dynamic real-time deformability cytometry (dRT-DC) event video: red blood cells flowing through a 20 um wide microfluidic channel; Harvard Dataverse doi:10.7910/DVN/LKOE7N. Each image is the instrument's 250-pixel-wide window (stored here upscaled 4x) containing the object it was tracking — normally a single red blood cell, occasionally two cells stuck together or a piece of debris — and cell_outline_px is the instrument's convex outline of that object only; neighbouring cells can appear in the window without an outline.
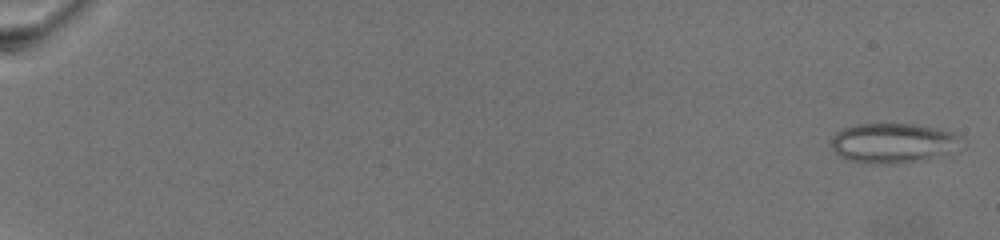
{"species": "common noctule bat (a hibernating species)", "species_latin": "Nyctalus noctula", "temperature_condition": "warm", "stored_images_in_passage": 70, "camera_frame_rate_fps": 3000, "um_per_image_px": 0.085, "animal": {"sex": "female", "body_mass_g": 19.5, "forearm_length_mm": 54.1}, "frame": {"image": 1, "passage_image": 1, "time_ms": 0.0, "image_size_px": [1000, 240], "cell_outline_px": [[956, 136], [932, 152], [924, 156], [908, 160], [856, 160], [844, 156], [836, 152], [832, 148], [832, 140], [840, 132], [848, 128], [860, 124], [912, 124], [948, 132]], "centroid_in_image_um": [75.55, 12.05], "position_along_channel_um": 9.4, "area_um2": 25.26}}
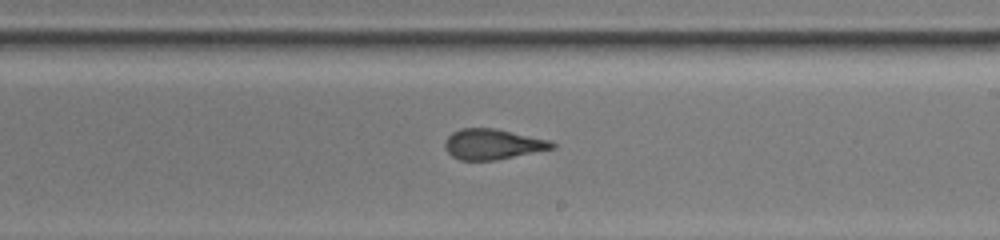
{"frame": {"image": 2, "passage_image": 45, "time_ms": 14.667, "image_size_px": [1000, 240], "cell_outline_px": [[556, 148], [496, 160], [460, 160], [452, 156], [444, 148], [444, 140], [452, 132], [460, 128], [496, 128], [552, 140], [556, 144]], "centroid_in_image_um": [41.9, 12.25], "position_along_channel_um": 247.1, "area_um2": 19.31}}
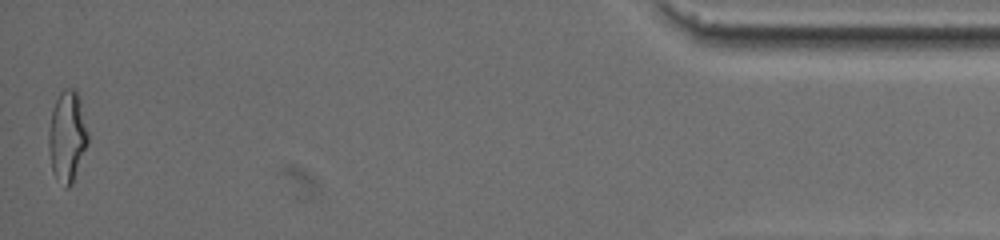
{"frame": {"image": 3, "passage_image": 70, "time_ms": 23.0, "image_size_px": [1000, 240], "cell_outline_px": [[88, 144], [72, 184], [68, 188], [64, 188], [52, 172], [48, 148], [48, 136], [52, 108], [60, 92], [64, 88], [76, 88], [80, 100], [88, 132]], "centroid_in_image_um": [5.71, 11.6], "position_along_channel_um": 429.5, "area_um2": 21.04}, "authors_computed_cell_mechanics": {"area_um2": 20.2878, "velocity_mm_per_s": 3.098, "shape_relaxation_time_tau1_ms": 7.2547, "shape_relaxation_time_tau2_ms": 1.3632, "deformation_change_tau1": 0.2204, "deformation_change_tau2": 0.104}}